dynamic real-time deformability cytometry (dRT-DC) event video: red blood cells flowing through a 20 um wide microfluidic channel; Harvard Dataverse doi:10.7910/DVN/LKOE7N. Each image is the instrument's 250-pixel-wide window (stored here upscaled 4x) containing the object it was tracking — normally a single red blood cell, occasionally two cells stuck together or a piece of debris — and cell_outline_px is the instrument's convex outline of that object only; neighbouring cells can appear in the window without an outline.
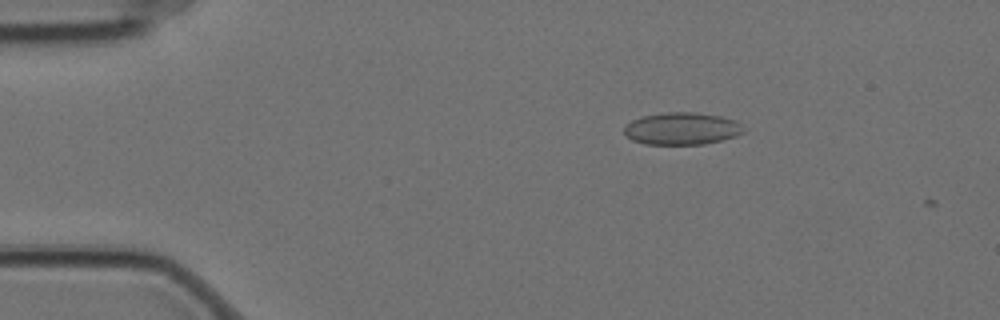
{"species": "Egyptian fruit bat (a non-hibernating species)", "species_latin": "Rousettus aegyptiacus", "temperature_condition": "cold", "stored_images_in_passage": 3, "camera_frame_rate_fps": 3000, "um_per_image_px": 0.085, "animal": {"sex": "female"}, "frame": {"image": 1, "passage_image": 1, "time_ms": 0.0, "image_size_px": [1000, 320], "cell_outline_px": [[744, 132], [736, 136], [704, 144], [644, 144], [632, 140], [624, 132], [624, 128], [632, 120], [640, 116], [664, 112], [696, 112], [720, 116], [736, 120], [744, 128]], "centroid_in_image_um": [57.96, 10.92], "position_along_channel_um": 27.0, "area_um2": 22.48}}